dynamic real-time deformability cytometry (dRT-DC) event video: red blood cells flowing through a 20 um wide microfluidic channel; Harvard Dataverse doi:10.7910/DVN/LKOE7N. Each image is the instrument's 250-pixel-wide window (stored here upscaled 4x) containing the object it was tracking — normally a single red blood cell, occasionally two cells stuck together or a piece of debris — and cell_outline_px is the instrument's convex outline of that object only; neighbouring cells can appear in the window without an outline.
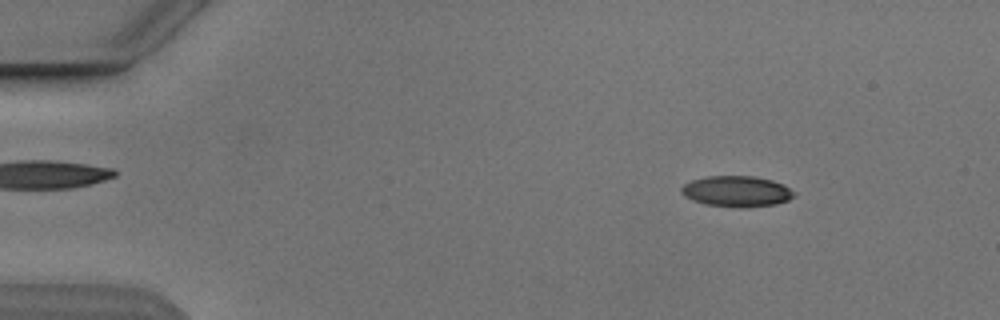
{"species": "Egyptian fruit bat (a non-hibernating species)", "species_latin": "Rousettus aegyptiacus", "temperature_condition": "cold", "stored_images_in_passage": 6, "camera_frame_rate_fps": 3000, "um_per_image_px": 0.085, "animal": {"sex": "male"}, "frame": {"image": 1, "passage_image": 2, "time_ms": 1.0, "image_size_px": [1000, 320], "cell_outline_px": [[796, 196], [788, 200], [776, 204], [744, 208], [740, 208], [704, 204], [692, 200], [684, 196], [680, 192], [680, 188], [684, 184], [692, 180], [708, 176], [752, 176], [772, 180], [784, 184], [796, 192]], "centroid_in_image_um": [62.63, 16.27], "position_along_channel_um": 22.4, "area_um2": 20.52}}
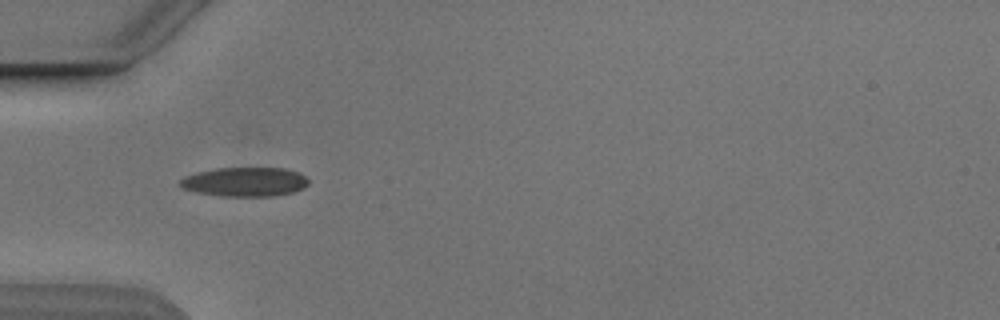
{"frame": {"image": 2, "passage_image": 4, "time_ms": 4.333, "image_size_px": [1000, 320], "cell_outline_px": [[308, 184], [292, 192], [276, 196], [220, 196], [196, 192], [184, 188], [180, 184], [180, 180], [184, 176], [196, 172], [216, 168], [284, 168], [296, 172], [304, 176], [308, 180]], "centroid_in_image_um": [20.78, 15.45], "position_along_channel_um": 64.2, "area_um2": 21.68}}
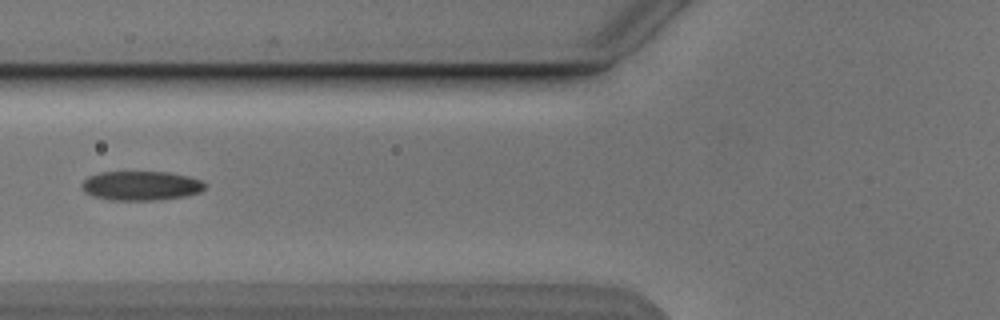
{"frame": {"image": 3, "passage_image": 5, "time_ms": 5.667, "image_size_px": [1000, 320], "cell_outline_px": [[208, 184], [200, 192], [188, 196], [156, 200], [108, 200], [92, 196], [84, 192], [80, 188], [80, 184], [88, 176], [100, 172], [168, 172], [188, 176], [200, 180]], "centroid_in_image_um": [11.96, 15.79], "position_along_channel_um": 113.8, "area_um2": 21.33}}